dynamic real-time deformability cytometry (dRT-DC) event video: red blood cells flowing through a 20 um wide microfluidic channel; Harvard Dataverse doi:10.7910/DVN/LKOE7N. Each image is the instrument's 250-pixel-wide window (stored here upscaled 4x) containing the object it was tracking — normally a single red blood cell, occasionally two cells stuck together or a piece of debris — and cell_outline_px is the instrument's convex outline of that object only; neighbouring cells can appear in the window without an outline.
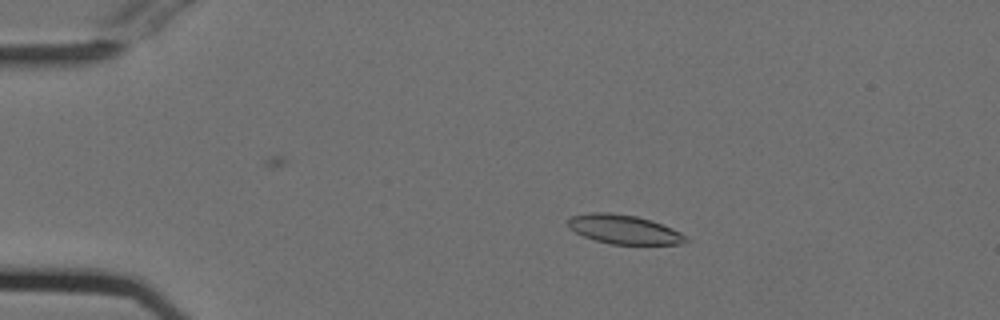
{"species": "Egyptian fruit bat (a non-hibernating species)", "species_latin": "Rousettus aegyptiacus", "temperature_condition": "cold", "stored_images_in_passage": 51, "camera_frame_rate_fps": 3000, "um_per_image_px": 0.085, "animal": {"sex": "female"}, "frame": {"image": 1, "passage_image": 11, "time_ms": 3.333, "image_size_px": [1000, 320], "cell_outline_px": [[688, 240], [684, 244], [612, 244], [596, 240], [584, 236], [568, 228], [568, 220], [572, 216], [592, 212], [608, 212], [636, 216], [652, 220], [672, 228], [680, 232]], "centroid_in_image_um": [53.04, 19.49], "position_along_channel_um": 32.0, "area_um2": 19.83}}
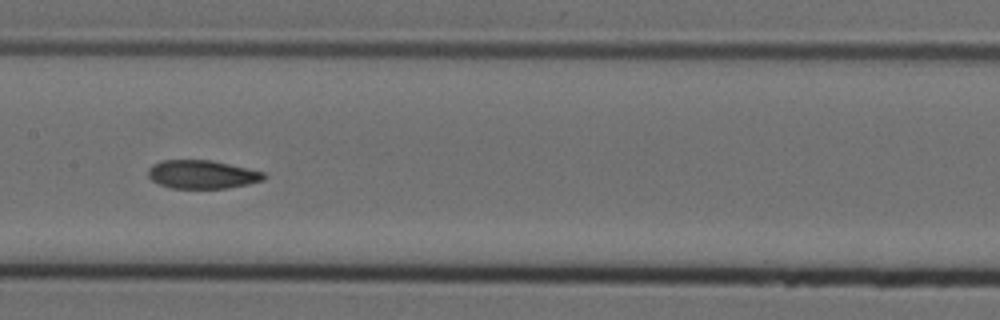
{"frame": {"image": 2, "passage_image": 28, "time_ms": 9.0, "image_size_px": [1000, 320], "cell_outline_px": [[268, 176], [264, 180], [248, 184], [228, 188], [168, 188], [152, 180], [148, 176], [148, 168], [152, 164], [160, 160], [212, 160], [264, 172]], "centroid_in_image_um": [17.18, 14.82], "position_along_channel_um": 190.2, "area_um2": 19.31}}
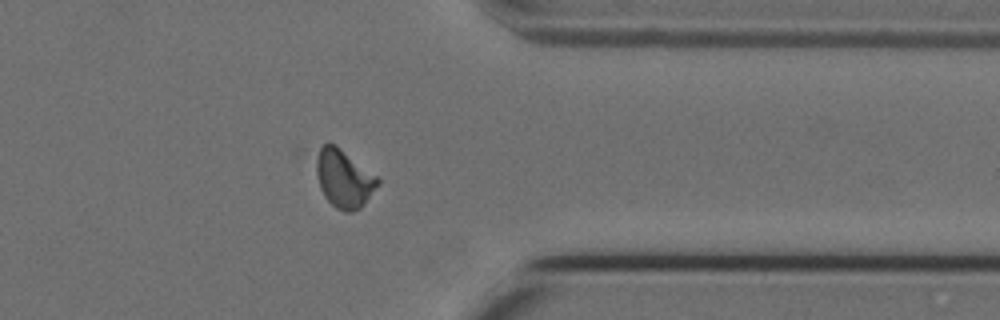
{"frame": {"image": 3, "passage_image": 44, "time_ms": 14.333, "image_size_px": [1000, 320], "cell_outline_px": [[380, 184], [364, 204], [360, 208], [352, 212], [344, 212], [336, 208], [324, 196], [320, 188], [316, 172], [316, 160], [320, 148], [328, 140], [336, 144], [376, 176], [380, 180]], "centroid_in_image_um": [29.23, 15.17], "position_along_channel_um": 382.2, "area_um2": 20.81}, "authors_computed_cell_mechanics": {"area_um2": 20.0566, "velocity_mm_per_s": 3.7527, "shape_relaxation_time_tau1_ms": null, "shape_relaxation_time_tau2_ms": 3.162, "deformation_change_tau1": null, "deformation_change_tau2": 0.0835}}